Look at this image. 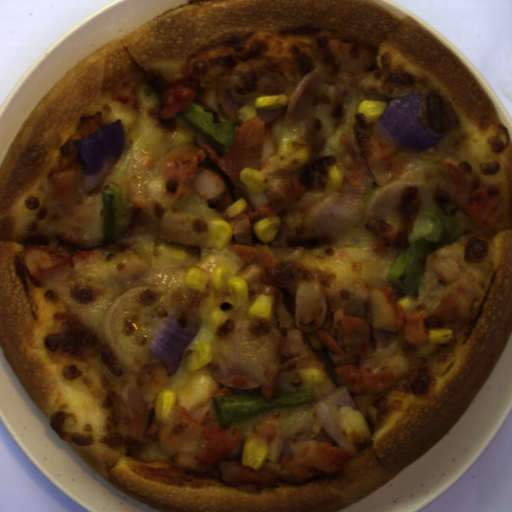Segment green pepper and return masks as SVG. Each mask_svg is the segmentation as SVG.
<instances>
[{"label":"green pepper","mask_w":512,"mask_h":512,"mask_svg":"<svg viewBox=\"0 0 512 512\" xmlns=\"http://www.w3.org/2000/svg\"><path fill=\"white\" fill-rule=\"evenodd\" d=\"M446 230L443 216L433 211H421L412 226L408 247L399 252L386 273L390 283L414 296L422 288L425 277L419 272V256L435 251Z\"/></svg>","instance_id":"1"},{"label":"green pepper","mask_w":512,"mask_h":512,"mask_svg":"<svg viewBox=\"0 0 512 512\" xmlns=\"http://www.w3.org/2000/svg\"><path fill=\"white\" fill-rule=\"evenodd\" d=\"M310 387L275 392L269 399L261 393L212 396L220 427L241 422L309 403Z\"/></svg>","instance_id":"2"},{"label":"green pepper","mask_w":512,"mask_h":512,"mask_svg":"<svg viewBox=\"0 0 512 512\" xmlns=\"http://www.w3.org/2000/svg\"><path fill=\"white\" fill-rule=\"evenodd\" d=\"M176 115L184 125L203 136L224 153L227 154L234 145L236 122L204 105L192 100Z\"/></svg>","instance_id":"3"},{"label":"green pepper","mask_w":512,"mask_h":512,"mask_svg":"<svg viewBox=\"0 0 512 512\" xmlns=\"http://www.w3.org/2000/svg\"><path fill=\"white\" fill-rule=\"evenodd\" d=\"M101 210L105 248L124 236L131 225L132 210L120 188L112 182L101 190Z\"/></svg>","instance_id":"4"}]
</instances>
